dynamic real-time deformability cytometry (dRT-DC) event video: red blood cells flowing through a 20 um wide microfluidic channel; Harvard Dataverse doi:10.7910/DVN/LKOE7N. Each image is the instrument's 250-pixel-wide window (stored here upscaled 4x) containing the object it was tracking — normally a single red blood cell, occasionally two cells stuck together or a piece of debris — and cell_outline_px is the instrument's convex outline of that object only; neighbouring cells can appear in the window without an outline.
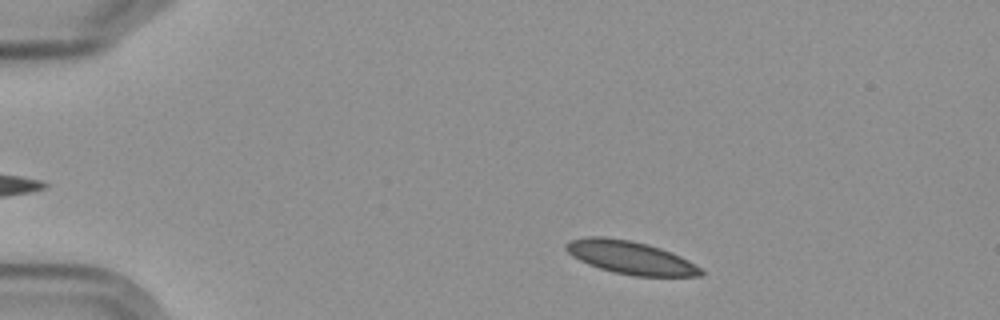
{"species": "Egyptian fruit bat (a non-hibernating species)", "species_latin": "Rousettus aegyptiacus", "temperature_condition": "cold", "stored_images_in_passage": 3, "camera_frame_rate_fps": 3000, "um_per_image_px": 0.085, "frame": {"image": 1, "passage_image": 1, "time_ms": 0.0, "image_size_px": [1000, 320], "cell_outline_px": [[704, 276], [632, 276], [612, 272], [588, 264], [572, 256], [564, 248], [564, 244], [568, 240], [588, 236], [604, 236], [632, 240], [648, 244], [660, 248], [680, 256], [688, 260], [700, 268], [704, 272]], "centroid_in_image_um": [53.55, 21.88], "position_along_channel_um": 31.4, "area_um2": 26.13}}